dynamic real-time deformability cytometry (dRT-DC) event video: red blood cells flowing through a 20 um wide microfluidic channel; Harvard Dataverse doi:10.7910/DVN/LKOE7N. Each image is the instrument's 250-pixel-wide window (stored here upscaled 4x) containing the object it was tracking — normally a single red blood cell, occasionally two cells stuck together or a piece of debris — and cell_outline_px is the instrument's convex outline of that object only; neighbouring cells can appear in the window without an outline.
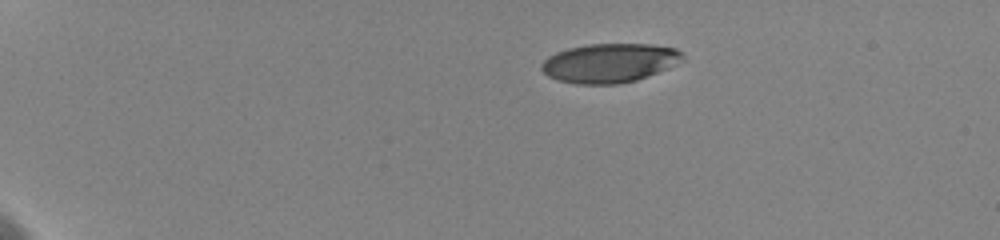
{"species": "human", "species_latin": "Homo sapiens", "temperature_condition": "cold", "stored_images_in_passage": 9, "camera_frame_rate_fps": 3000, "um_per_image_px": 0.085, "donor": {"sex": "female"}, "frame": {"image": 1, "passage_image": 1, "time_ms": 0.0, "image_size_px": [1000, 240], "cell_outline_px": [[684, 60], [668, 68], [636, 80], [616, 84], [576, 84], [556, 80], [548, 76], [540, 68], [540, 64], [548, 56], [556, 52], [568, 48], [588, 44], [652, 44], [676, 48], [684, 52]], "centroid_in_image_um": [51.81, 5.34], "position_along_channel_um": 33.2, "area_um2": 32.37}}
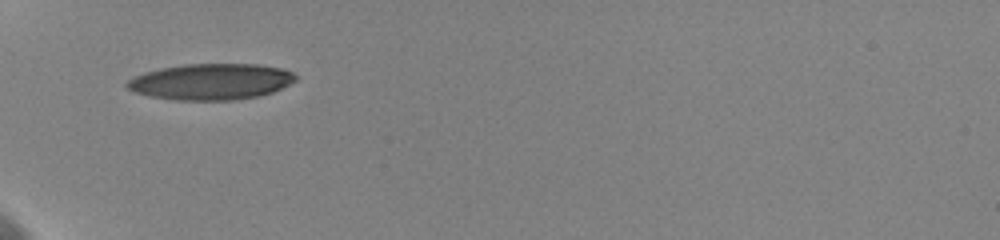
{"frame": {"image": 2, "passage_image": 8, "time_ms": 3.333, "image_size_px": [1000, 240], "cell_outline_px": [[296, 80], [272, 92], [256, 96], [232, 100], [176, 100], [152, 96], [136, 92], [128, 88], [124, 84], [128, 80], [144, 72], [160, 68], [184, 64], [256, 64], [284, 68], [292, 72], [296, 76]], "centroid_in_image_um": [17.93, 6.93], "position_along_channel_um": 67.1, "area_um2": 35.26}}